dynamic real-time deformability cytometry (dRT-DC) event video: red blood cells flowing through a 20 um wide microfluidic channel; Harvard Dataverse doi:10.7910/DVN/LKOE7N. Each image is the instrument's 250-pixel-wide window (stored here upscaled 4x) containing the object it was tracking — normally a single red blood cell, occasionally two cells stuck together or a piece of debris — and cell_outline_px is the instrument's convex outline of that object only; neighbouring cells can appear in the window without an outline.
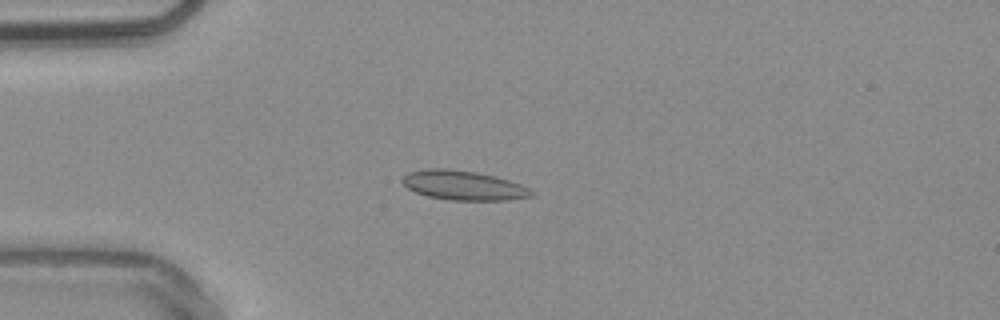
{"species": "common noctule bat (a hibernating species)", "species_latin": "Nyctalus noctula", "temperature_condition": "warm", "stored_images_in_passage": 53, "camera_frame_rate_fps": 3000, "um_per_image_px": 0.085, "animal": {"sex": "male", "body_mass_g": 20.4}, "frame": {"image": 1, "passage_image": 14, "time_ms": 4.333, "image_size_px": [1000, 320], "cell_outline_px": [[536, 192], [532, 196], [508, 200], [452, 200], [428, 196], [416, 192], [408, 188], [400, 180], [408, 172], [428, 168], [444, 168], [476, 172], [496, 176], [520, 184]], "centroid_in_image_um": [39.4, 15.75], "position_along_channel_um": 45.6, "area_um2": 22.08}}
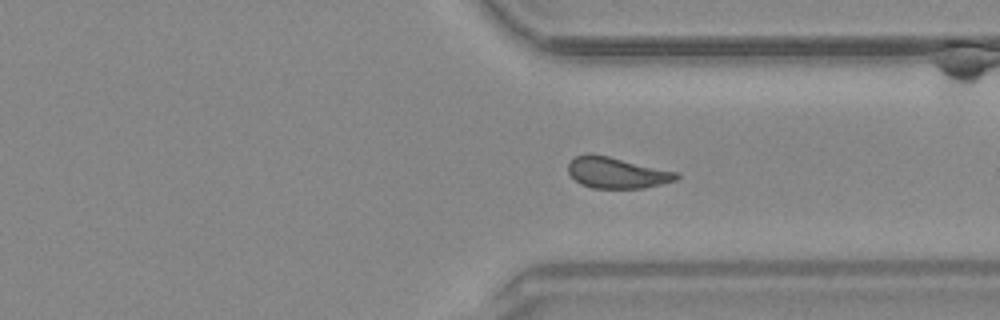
{"frame": {"image": 2, "passage_image": 40, "time_ms": 13.0, "image_size_px": [1000, 320], "cell_outline_px": [[680, 176], [676, 180], [644, 188], [592, 188], [580, 184], [568, 172], [568, 164], [576, 156], [588, 152], [592, 152], [680, 172]], "centroid_in_image_um": [52.44, 14.66], "position_along_channel_um": 359.0, "area_um2": 19.88}}
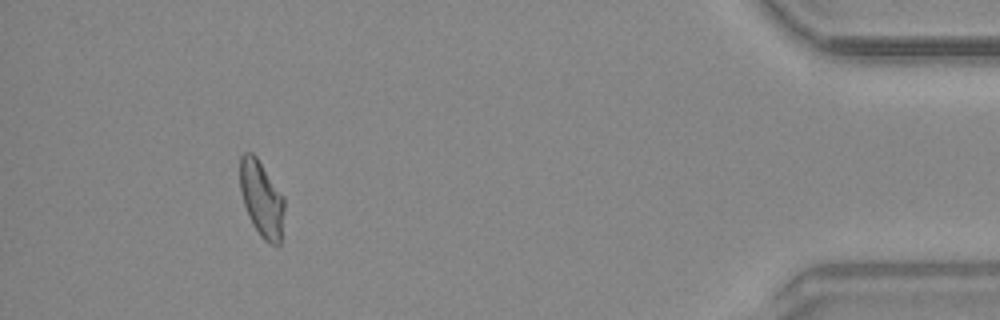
{"frame": {"image": 3, "passage_image": 49, "time_ms": 16.0, "image_size_px": [1000, 320], "cell_outline_px": [[284, 208], [280, 244], [268, 244], [260, 236], [252, 224], [248, 216], [240, 192], [240, 156], [244, 152], [252, 152], [256, 156], [284, 196]], "centroid_in_image_um": [22.22, 16.9], "position_along_channel_um": 413.0, "area_um2": 19.71}, "authors_computed_cell_mechanics": {"area_um2": 20.1144, "velocity_mm_per_s": 3.8264, "shape_relaxation_time_tau1_ms": null, "shape_relaxation_time_tau2_ms": 1.2078, "deformation_change_tau1": null, "deformation_change_tau2": 0.0525}}